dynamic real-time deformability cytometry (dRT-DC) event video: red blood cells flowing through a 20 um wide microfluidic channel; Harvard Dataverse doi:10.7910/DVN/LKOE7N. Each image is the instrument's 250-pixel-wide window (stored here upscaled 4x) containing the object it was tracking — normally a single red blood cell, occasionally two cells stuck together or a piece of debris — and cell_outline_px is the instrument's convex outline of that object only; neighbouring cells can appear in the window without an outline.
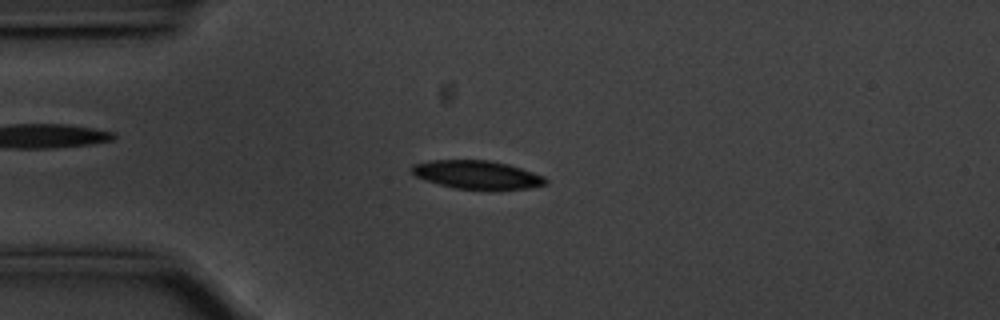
{"species": "common noctule bat (a hibernating species)", "species_latin": "Nyctalus noctula", "temperature_condition": "cold", "stored_images_in_passage": 55, "camera_frame_rate_fps": 3000, "um_per_image_px": 0.085, "animal": {"sex": "male", "body_mass_g": 20.1, "forearm_length_mm": 53.5}, "frame": {"image": 1, "passage_image": 13, "time_ms": 4.0, "image_size_px": [1000, 320], "cell_outline_px": [[548, 184], [528, 188], [500, 192], [452, 188], [416, 176], [408, 168], [412, 164], [428, 160], [488, 160], [508, 164], [544, 176], [548, 180]], "centroid_in_image_um": [40.58, 14.88], "position_along_channel_um": 44.4, "area_um2": 22.83}}
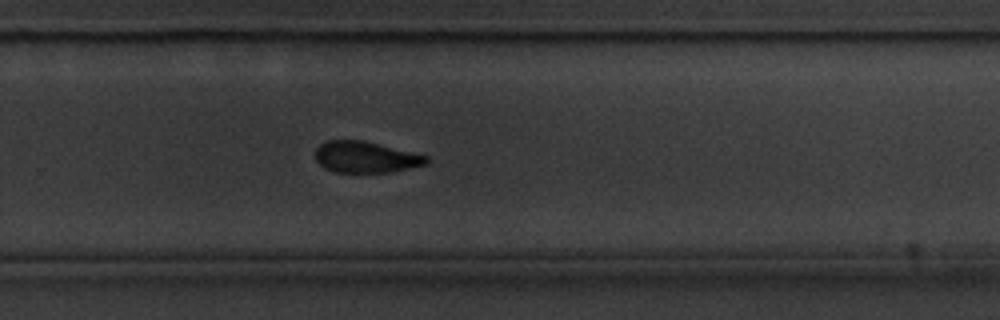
{"frame": {"image": 2, "passage_image": 36, "time_ms": 11.667, "image_size_px": [1000, 320], "cell_outline_px": [[428, 164], [392, 172], [336, 172], [324, 168], [316, 160], [316, 148], [320, 144], [328, 140], [364, 140], [428, 156]], "centroid_in_image_um": [31.09, 13.35], "position_along_channel_um": 298.7, "area_um2": 20.23}}
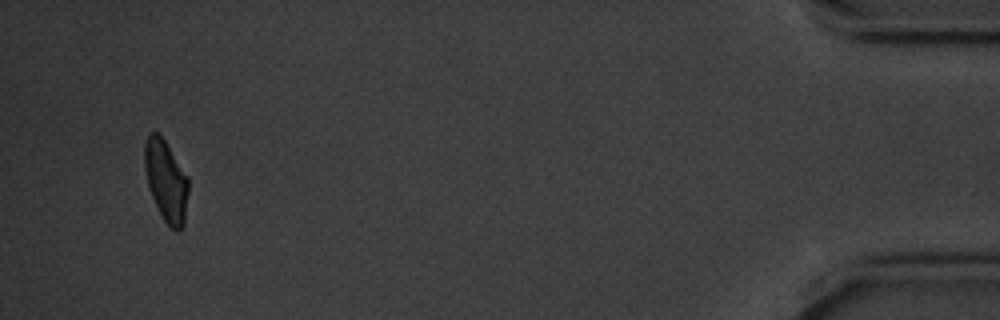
{"frame": {"image": 3, "passage_image": 53, "time_ms": 17.333, "image_size_px": [1000, 320], "cell_outline_px": [[188, 192], [184, 224], [176, 232], [164, 220], [148, 188], [144, 168], [144, 144], [148, 136], [152, 132], [160, 132], [188, 176]], "centroid_in_image_um": [14.11, 15.32], "position_along_channel_um": 421.1, "area_um2": 20.81}, "authors_computed_cell_mechanics": {"area_um2": 21.675, "velocity_mm_per_s": 3.5413, "shape_relaxation_time_tau1_ms": 2.5845, "shape_relaxation_time_tau2_ms": 6.7532, "deformation_change_tau1": 0.1145, "deformation_change_tau2": 0.1101}}